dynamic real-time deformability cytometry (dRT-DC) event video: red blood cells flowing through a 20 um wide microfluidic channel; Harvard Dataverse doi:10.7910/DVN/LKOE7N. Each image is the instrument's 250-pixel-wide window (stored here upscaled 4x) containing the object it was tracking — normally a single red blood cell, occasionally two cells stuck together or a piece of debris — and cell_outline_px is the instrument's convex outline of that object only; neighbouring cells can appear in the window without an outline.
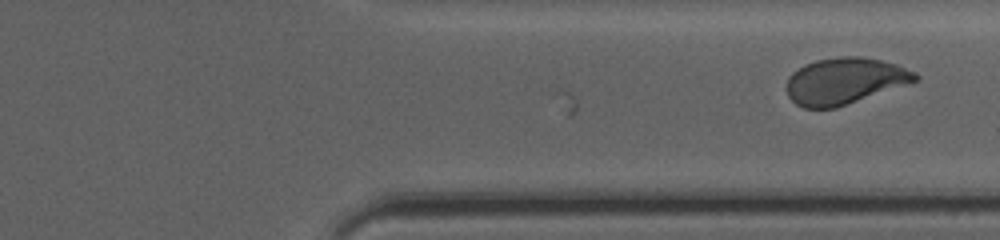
{"species": "human", "species_latin": "Homo sapiens", "temperature_condition": "cold", "stored_images_in_passage": 35, "camera_frame_rate_fps": 3000, "um_per_image_px": 0.085, "donor": {"sex": "female"}, "frame": {"image": 1, "passage_image": 35, "time_ms": 11.333, "image_size_px": [1000, 240], "cell_outline_px": [[920, 76], [916, 80], [836, 108], [804, 108], [796, 104], [788, 96], [788, 76], [792, 72], [804, 64], [816, 60], [840, 56], [860, 56], [880, 60], [896, 64], [916, 72]], "centroid_in_image_um": [71.76, 6.87], "position_along_channel_um": 339.6, "area_um2": 34.39}}